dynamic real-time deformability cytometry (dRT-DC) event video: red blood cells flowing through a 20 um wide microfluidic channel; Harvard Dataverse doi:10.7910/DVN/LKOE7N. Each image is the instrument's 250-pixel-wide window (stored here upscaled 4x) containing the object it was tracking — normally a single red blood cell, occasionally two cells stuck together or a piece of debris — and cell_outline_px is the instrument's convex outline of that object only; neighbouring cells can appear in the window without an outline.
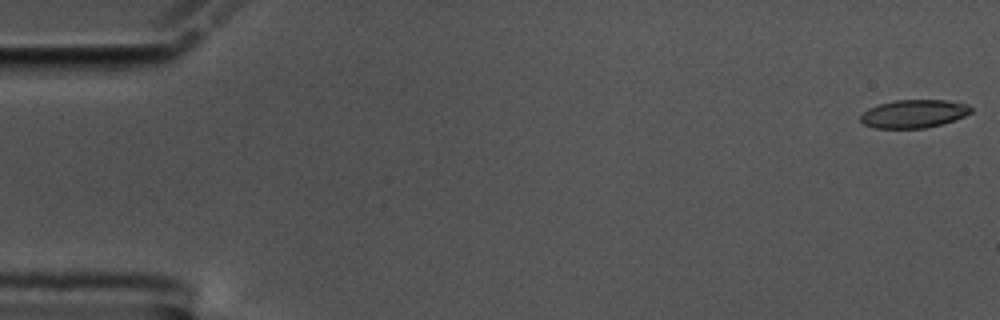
{"species": "common noctule bat (a hibernating species)", "species_latin": "Nyctalus noctula", "temperature_condition": "cold", "stored_images_in_passage": 15, "camera_frame_rate_fps": 3000, "um_per_image_px": 0.085, "animal": {"sex": "male", "body_mass_g": 17.5, "forearm_length_mm": 52.3}, "frame": {"image": 1, "passage_image": 1, "time_ms": 0.0, "image_size_px": [1000, 320], "cell_outline_px": [[972, 112], [956, 120], [924, 128], [872, 128], [864, 124], [860, 120], [860, 116], [868, 108], [880, 104], [896, 100], [944, 100], [968, 104], [972, 108]], "centroid_in_image_um": [77.68, 9.67], "position_along_channel_um": 7.3, "area_um2": 18.09}}
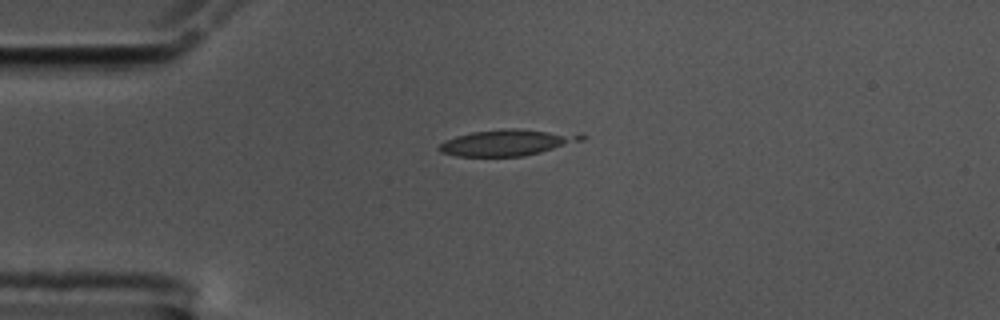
{"frame": {"image": 2, "passage_image": 14, "time_ms": 4.333, "image_size_px": [1000, 320], "cell_outline_px": [[588, 136], [584, 140], [540, 152], [524, 156], [456, 156], [440, 152], [436, 148], [440, 144], [456, 136], [472, 132], [504, 128], [520, 128], [584, 132]], "centroid_in_image_um": [43.24, 12.08], "position_along_channel_um": 41.8, "area_um2": 22.25}}